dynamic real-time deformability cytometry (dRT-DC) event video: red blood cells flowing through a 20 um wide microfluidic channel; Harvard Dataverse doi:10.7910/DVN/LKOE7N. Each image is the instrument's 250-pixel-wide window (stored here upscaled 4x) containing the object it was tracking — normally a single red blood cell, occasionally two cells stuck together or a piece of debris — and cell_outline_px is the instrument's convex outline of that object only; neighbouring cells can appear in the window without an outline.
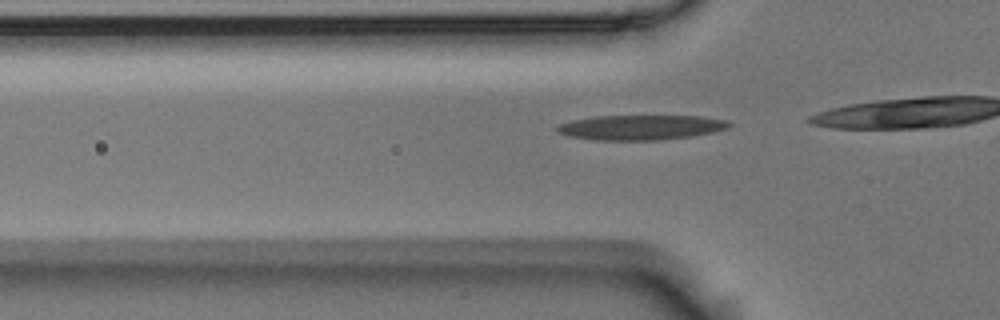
{"species": "Egyptian fruit bat (a non-hibernating species)", "species_latin": "Rousettus aegyptiacus", "temperature_condition": "room temperature", "stored_images_in_passage": 5, "camera_frame_rate_fps": 3000, "um_per_image_px": 0.085, "animal": {"sex": "male"}, "frame": {"image": 1, "passage_image": 5, "time_ms": 1.333, "image_size_px": [1000, 320], "cell_outline_px": [[732, 124], [728, 128], [712, 132], [692, 136], [660, 140], [596, 140], [568, 136], [560, 132], [556, 128], [560, 124], [576, 120], [596, 116], [700, 116], [724, 120]], "centroid_in_image_um": [54.5, 10.83], "position_along_channel_um": 71.3, "area_um2": 24.62}}